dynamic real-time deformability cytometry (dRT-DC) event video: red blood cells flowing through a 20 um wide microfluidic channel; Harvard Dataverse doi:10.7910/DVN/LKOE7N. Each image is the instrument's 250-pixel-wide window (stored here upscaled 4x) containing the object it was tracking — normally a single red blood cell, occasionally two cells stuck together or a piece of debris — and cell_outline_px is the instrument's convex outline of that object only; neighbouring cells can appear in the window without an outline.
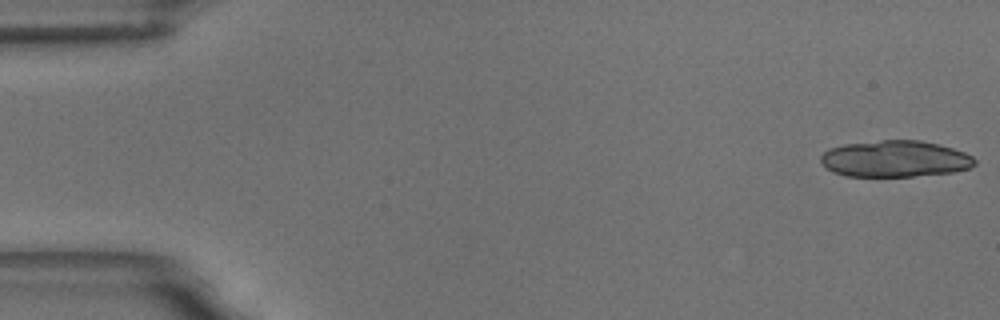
{"species": "common noctule bat (a hibernating species)", "species_latin": "Nyctalus noctula", "temperature_condition": "room temperature", "stored_images_in_passage": 20, "camera_frame_rate_fps": 3000, "um_per_image_px": 0.085, "animal": {"sex": "male", "body_mass_g": 18.8}, "frame": {"image": 1, "passage_image": 1, "time_ms": 0.0, "image_size_px": [1000, 320], "cell_outline_px": [[976, 164], [968, 168], [952, 172], [912, 176], [848, 176], [832, 172], [820, 160], [820, 156], [828, 148], [844, 144], [880, 140], [920, 140], [952, 148], [964, 152], [972, 156], [976, 160]], "centroid_in_image_um": [76.06, 13.49], "position_along_channel_um": 8.9, "area_um2": 32.6}}
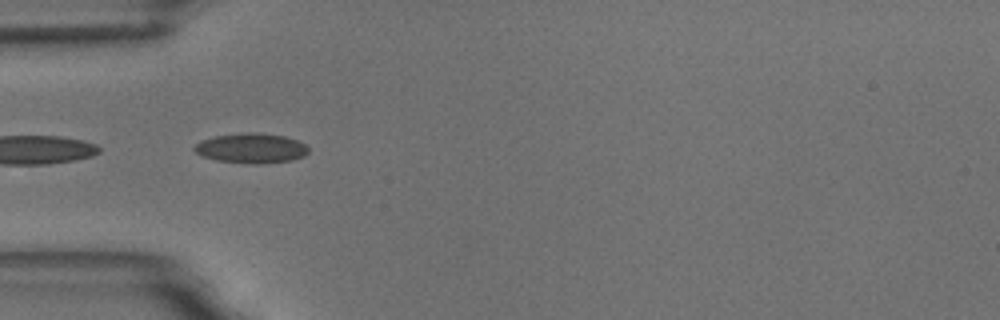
{"frame": {"image": 2, "passage_image": 18, "time_ms": 5.667, "image_size_px": [1000, 320], "cell_outline_px": [[308, 152], [304, 156], [292, 160], [260, 164], [244, 164], [216, 160], [204, 156], [196, 152], [192, 148], [200, 140], [216, 136], [244, 132], [256, 132], [284, 136], [296, 140], [304, 144], [308, 148]], "centroid_in_image_um": [21.34, 12.6], "position_along_channel_um": 63.7, "area_um2": 19.94}}